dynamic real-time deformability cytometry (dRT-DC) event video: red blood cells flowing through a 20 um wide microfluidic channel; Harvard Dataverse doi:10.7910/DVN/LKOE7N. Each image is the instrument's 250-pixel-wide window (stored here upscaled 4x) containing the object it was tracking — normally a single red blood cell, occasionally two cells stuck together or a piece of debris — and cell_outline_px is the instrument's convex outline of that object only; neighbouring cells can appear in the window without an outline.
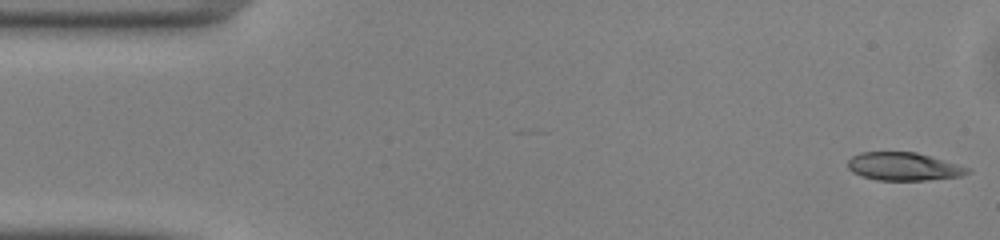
{"species": "common noctule bat (a hibernating species)", "species_latin": "Nyctalus noctula", "temperature_condition": "warm", "stored_images_in_passage": 49, "camera_frame_rate_fps": 3000, "um_per_image_px": 0.085, "animal": {"sex": "male", "body_mass_g": 13.0, "forearm_length_mm": 53.1}, "frame": {"image": 1, "passage_image": 1, "time_ms": 0.0, "image_size_px": [1000, 240], "cell_outline_px": [[972, 172], [960, 176], [924, 180], [876, 180], [860, 176], [852, 172], [848, 168], [848, 160], [852, 156], [860, 152], [916, 152], [972, 168]], "centroid_in_image_um": [76.8, 14.15], "position_along_channel_um": 8.2, "area_um2": 19.65}}
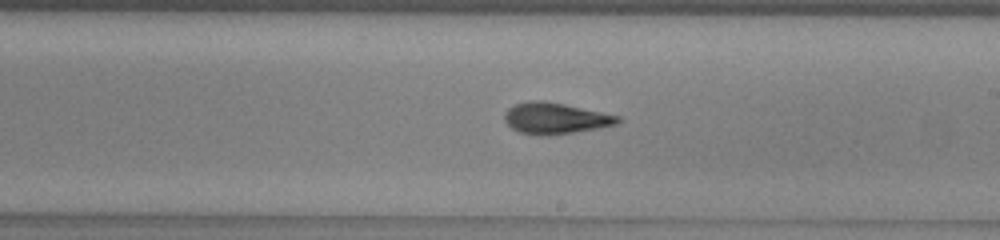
{"frame": {"image": 2, "passage_image": 27, "time_ms": 8.667, "image_size_px": [1000, 240], "cell_outline_px": [[624, 120], [616, 124], [596, 128], [548, 136], [540, 136], [520, 132], [512, 128], [504, 120], [504, 112], [508, 108], [516, 104], [532, 100], [544, 100], [564, 104], [620, 116]], "centroid_in_image_um": [47.19, 10.05], "position_along_channel_um": 241.8, "area_um2": 20.52}}
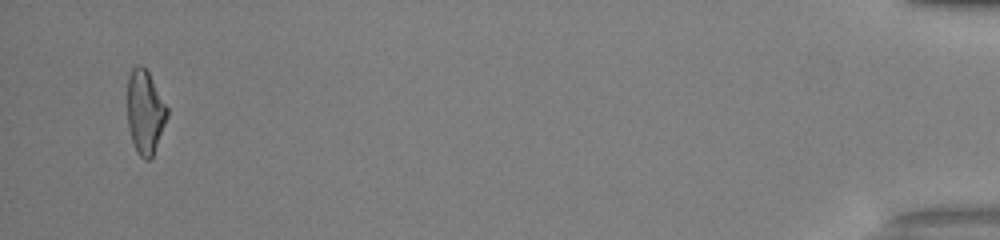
{"frame": {"image": 3, "passage_image": 47, "time_ms": 15.333, "image_size_px": [1000, 240], "cell_outline_px": [[168, 116], [152, 160], [144, 160], [136, 152], [132, 140], [128, 124], [128, 76], [132, 68], [136, 64], [140, 64], [148, 72], [168, 108]], "centroid_in_image_um": [12.34, 9.56], "position_along_channel_um": 422.9, "area_um2": 19.48}, "authors_computed_cell_mechanics": {"area_um2": 20.1722, "velocity_mm_per_s": 4.1331, "shape_relaxation_time_tau1_ms": 5.6504, "shape_relaxation_time_tau2_ms": 2.326, "deformation_change_tau1": 0.1962, "deformation_change_tau2": 0.1133}}